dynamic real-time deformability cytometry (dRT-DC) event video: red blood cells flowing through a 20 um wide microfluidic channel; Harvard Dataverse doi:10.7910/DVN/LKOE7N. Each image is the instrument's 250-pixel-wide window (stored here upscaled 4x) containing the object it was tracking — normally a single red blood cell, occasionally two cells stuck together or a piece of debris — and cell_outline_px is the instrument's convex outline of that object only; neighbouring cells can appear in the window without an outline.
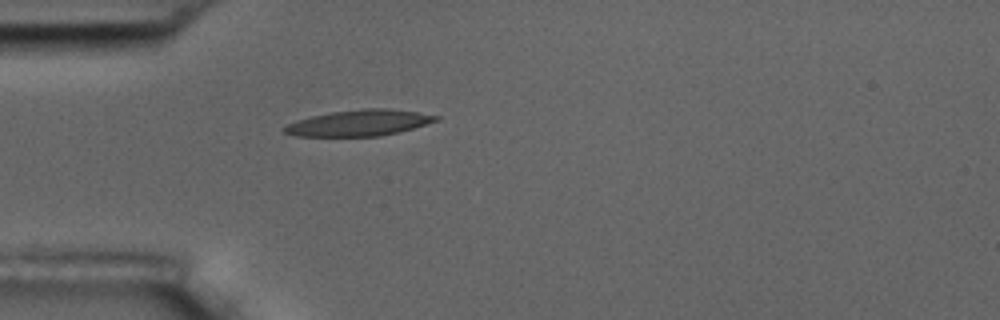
{"species": "common noctule bat (a hibernating species)", "species_latin": "Nyctalus noctula", "temperature_condition": "room temperature", "stored_images_in_passage": 1, "camera_frame_rate_fps": 3000, "um_per_image_px": 0.085, "animal": {"sex": "male", "body_mass_g": 17.5, "forearm_length_mm": 52.3}, "frame": {"image": 1, "passage_image": 1, "time_ms": 0.0, "image_size_px": [1000, 320], "cell_outline_px": [[440, 120], [400, 132], [380, 136], [296, 136], [284, 132], [280, 128], [296, 120], [312, 116], [332, 112], [364, 108], [388, 108], [416, 112], [440, 116]], "centroid_in_image_um": [30.53, 10.45], "position_along_channel_um": 54.5, "area_um2": 23.06}}